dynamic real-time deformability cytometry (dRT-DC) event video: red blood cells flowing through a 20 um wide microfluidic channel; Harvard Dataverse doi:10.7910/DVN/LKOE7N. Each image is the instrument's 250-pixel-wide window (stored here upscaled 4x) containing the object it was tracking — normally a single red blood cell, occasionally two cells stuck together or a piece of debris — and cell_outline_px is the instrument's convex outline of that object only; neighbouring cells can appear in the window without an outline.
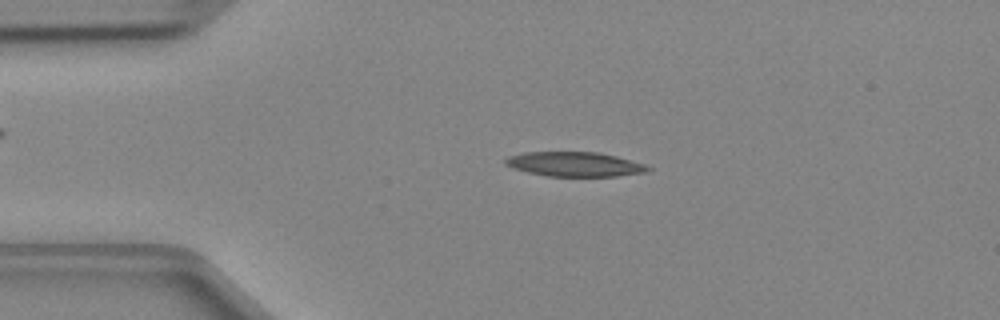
{"species": "Egyptian fruit bat (a non-hibernating species)", "species_latin": "Rousettus aegyptiacus", "temperature_condition": "cold", "stored_images_in_passage": 46, "camera_frame_rate_fps": 3000, "um_per_image_px": 0.085, "animal": {"sex": "female"}, "frame": {"image": 1, "passage_image": 9, "time_ms": 2.667, "image_size_px": [1000, 320], "cell_outline_px": [[652, 168], [648, 172], [616, 176], [548, 176], [528, 172], [512, 168], [504, 164], [504, 160], [508, 156], [524, 152], [600, 152], [616, 156], [644, 164]], "centroid_in_image_um": [48.84, 13.95], "position_along_channel_um": 36.2, "area_um2": 20.4}}
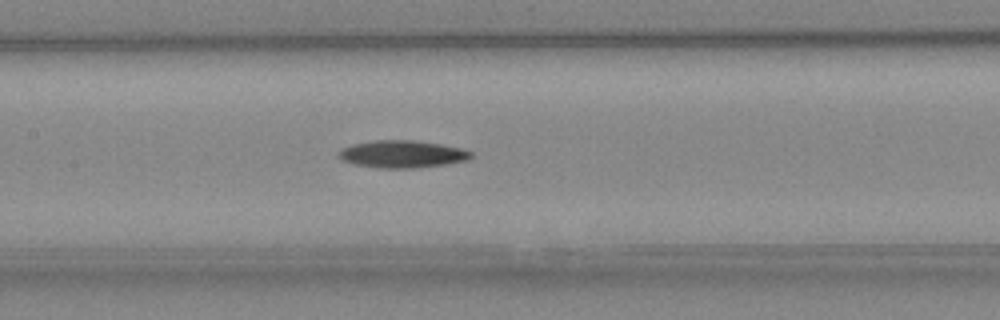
{"frame": {"image": 2, "passage_image": 21, "time_ms": 6.667, "image_size_px": [1000, 320], "cell_outline_px": [[472, 156], [468, 160], [444, 164], [412, 168], [380, 168], [352, 164], [340, 160], [340, 148], [352, 144], [376, 140], [412, 140], [440, 144], [460, 148], [472, 152]], "centroid_in_image_um": [34.15, 13.1], "position_along_channel_um": 173.3, "area_um2": 20.98}}
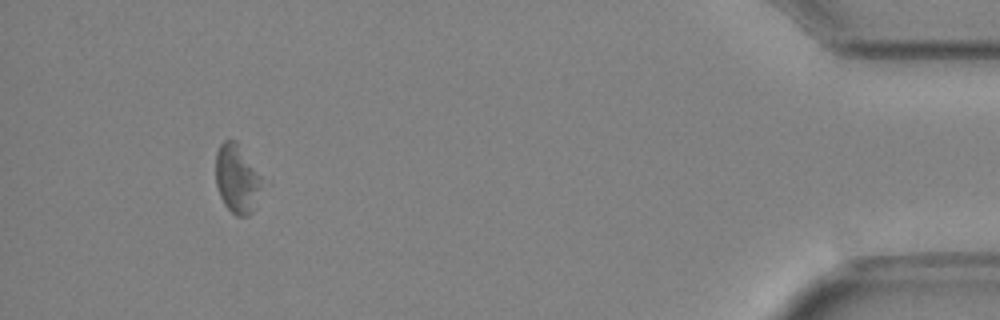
{"frame": {"image": 3, "passage_image": 43, "time_ms": 14.0, "image_size_px": [1000, 320], "cell_outline_px": [[272, 184], [252, 212], [248, 216], [236, 216], [224, 204], [220, 196], [216, 184], [216, 152], [220, 144], [224, 140], [236, 140], [272, 180]], "centroid_in_image_um": [20.37, 15.19], "position_along_channel_um": 414.8, "area_um2": 20.87}}